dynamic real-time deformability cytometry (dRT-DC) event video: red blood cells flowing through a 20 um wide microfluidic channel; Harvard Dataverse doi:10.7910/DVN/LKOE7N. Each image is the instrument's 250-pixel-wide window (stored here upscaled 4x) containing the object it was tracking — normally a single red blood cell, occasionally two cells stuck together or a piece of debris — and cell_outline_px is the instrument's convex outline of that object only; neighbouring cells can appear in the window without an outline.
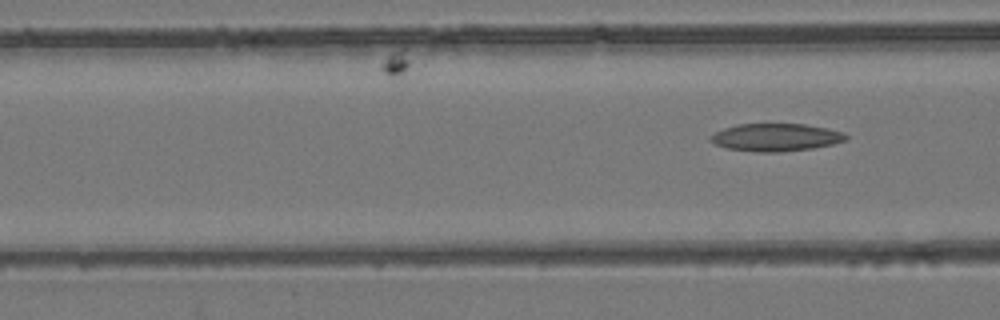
{"species": "common noctule bat (a hibernating species)", "species_latin": "Nyctalus noctula", "temperature_condition": "room temperature", "stored_images_in_passage": 4, "camera_frame_rate_fps": 3000, "um_per_image_px": 0.085, "animal": {"sex": "female", "body_mass_g": 24.6, "forearm_length_mm": 56.2}, "frame": {"image": 1, "passage_image": 4, "time_ms": 1.0, "image_size_px": [1000, 320], "cell_outline_px": [[848, 136], [844, 140], [832, 144], [812, 148], [780, 152], [756, 152], [728, 148], [716, 144], [708, 140], [708, 136], [724, 128], [736, 124], [804, 124], [828, 128], [844, 132]], "centroid_in_image_um": [65.92, 11.67], "position_along_channel_um": 100.7, "area_um2": 21.79}}